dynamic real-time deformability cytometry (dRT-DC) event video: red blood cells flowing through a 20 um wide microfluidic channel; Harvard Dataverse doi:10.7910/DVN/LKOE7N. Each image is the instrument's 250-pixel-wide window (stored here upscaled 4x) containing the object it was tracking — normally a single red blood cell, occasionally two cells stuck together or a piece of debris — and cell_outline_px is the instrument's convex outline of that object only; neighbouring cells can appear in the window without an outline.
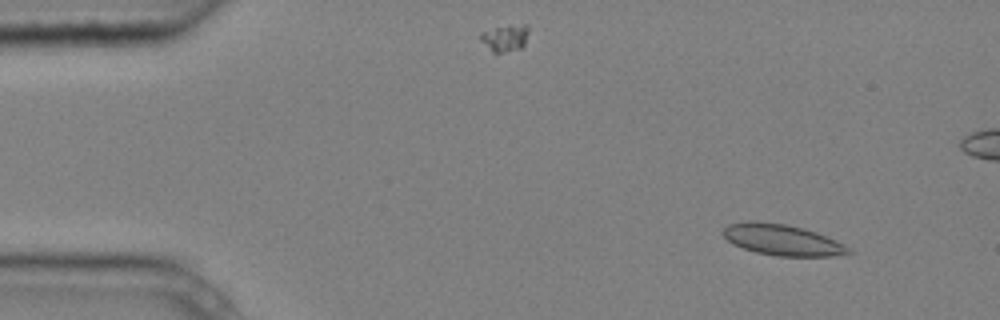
{"species": "common noctule bat (a hibernating species)", "species_latin": "Nyctalus noctula", "temperature_condition": "cold", "stored_images_in_passage": 6, "camera_frame_rate_fps": 3000, "um_per_image_px": 0.085, "animal": {"sex": "male", "body_mass_g": 20.4}, "frame": {"image": 1, "passage_image": 2, "time_ms": 0.333, "image_size_px": [1000, 320], "cell_outline_px": [[852, 252], [832, 256], [776, 256], [756, 252], [732, 244], [720, 232], [728, 224], [748, 220], [752, 220], [784, 224], [804, 228], [816, 232], [844, 244]], "centroid_in_image_um": [66.43, 20.38], "position_along_channel_um": 18.6, "area_um2": 22.6}}